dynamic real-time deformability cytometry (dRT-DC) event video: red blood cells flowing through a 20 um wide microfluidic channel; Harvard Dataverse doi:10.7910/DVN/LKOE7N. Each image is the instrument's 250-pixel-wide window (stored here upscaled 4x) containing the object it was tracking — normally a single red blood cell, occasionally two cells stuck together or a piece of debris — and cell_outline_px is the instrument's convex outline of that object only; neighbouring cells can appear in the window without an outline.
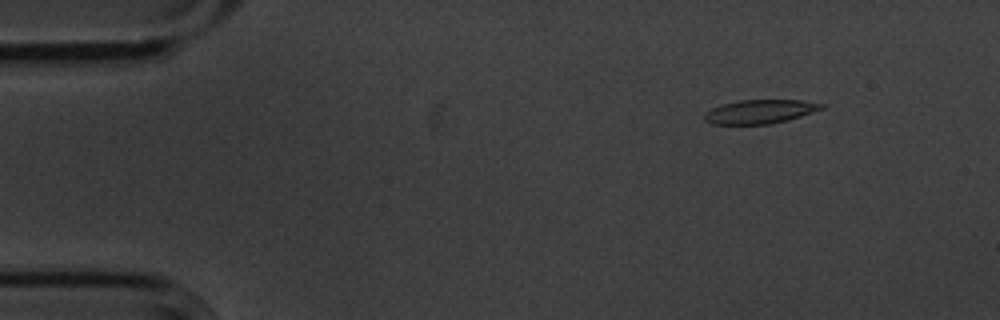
{"species": "common noctule bat (a hibernating species)", "species_latin": "Nyctalus noctula", "temperature_condition": "cold", "stored_images_in_passage": 8, "camera_frame_rate_fps": 3000, "um_per_image_px": 0.085, "animal": {"sex": "male", "body_mass_g": 20.1, "forearm_length_mm": 53.5}, "frame": {"image": 1, "passage_image": 1, "time_ms": 0.0, "image_size_px": [1000, 320], "cell_outline_px": [[824, 108], [788, 120], [772, 124], [712, 124], [704, 120], [704, 112], [720, 104], [740, 100], [804, 100], [824, 104]], "centroid_in_image_um": [64.57, 9.48], "position_along_channel_um": 20.4, "area_um2": 16.36}}
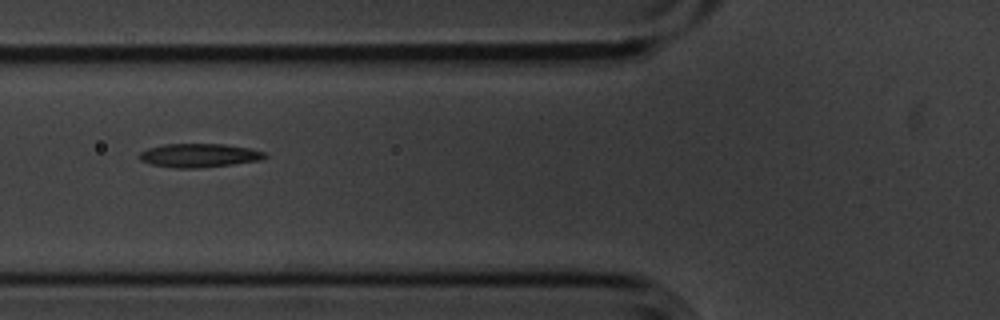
{"frame": {"image": 2, "passage_image": 5, "time_ms": 1.333, "image_size_px": [1000, 320], "cell_outline_px": [[268, 156], [260, 160], [232, 164], [196, 168], [176, 168], [152, 164], [140, 160], [136, 156], [140, 152], [148, 148], [164, 144], [224, 144], [248, 148], [268, 152]], "centroid_in_image_um": [16.92, 13.2], "position_along_channel_um": 108.9, "area_um2": 17.34}}
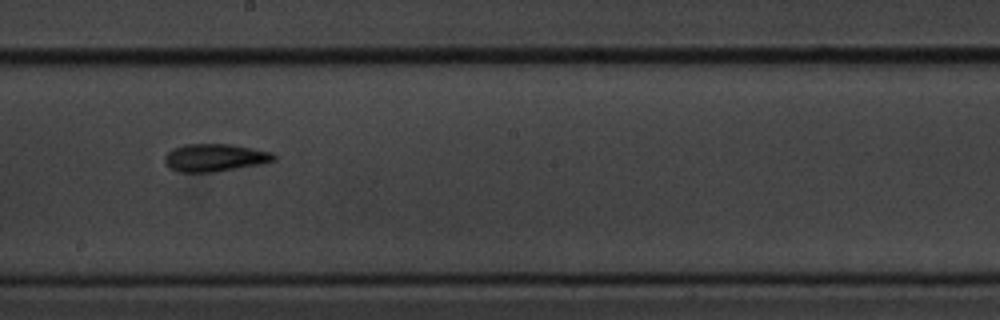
{"frame": {"image": 3, "passage_image": 8, "time_ms": 2.333, "image_size_px": [1000, 320], "cell_outline_px": [[276, 160], [260, 164], [216, 172], [180, 172], [172, 168], [164, 160], [164, 156], [172, 148], [184, 144], [232, 144], [272, 152], [276, 156]], "centroid_in_image_um": [18.28, 13.39], "position_along_channel_um": 229.9, "area_um2": 17.57}}